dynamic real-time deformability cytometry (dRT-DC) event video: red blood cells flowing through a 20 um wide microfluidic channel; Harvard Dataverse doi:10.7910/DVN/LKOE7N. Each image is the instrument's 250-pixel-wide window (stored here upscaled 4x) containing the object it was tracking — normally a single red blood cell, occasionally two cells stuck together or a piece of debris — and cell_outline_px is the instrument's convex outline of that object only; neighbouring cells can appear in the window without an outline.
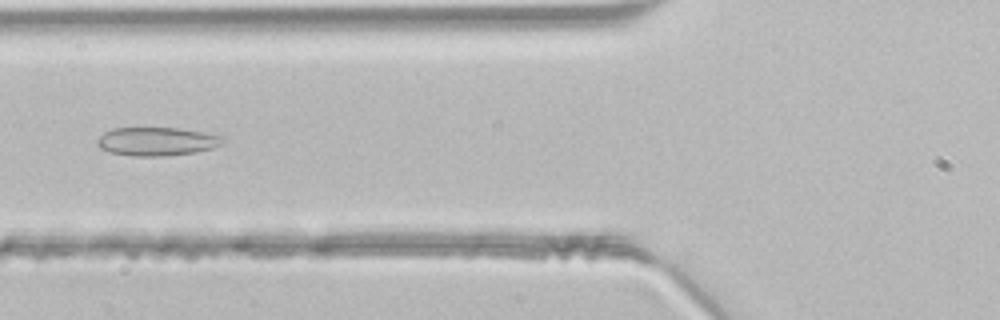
{"species": "common noctule bat (a hibernating species)", "species_latin": "Nyctalus noctula", "temperature_condition": "room temperature", "stored_images_in_passage": 46, "camera_frame_rate_fps": 3000, "um_per_image_px": 0.085, "animal": {"sex": "male", "body_mass_g": 21.5, "forearm_length_mm": 52.0}, "frame": {"image": 1, "passage_image": 17, "time_ms": 5.333, "image_size_px": [1000, 320], "cell_outline_px": [[224, 140], [220, 144], [212, 148], [196, 152], [164, 156], [132, 156], [108, 152], [100, 148], [96, 144], [96, 140], [104, 132], [112, 128], [180, 128], [204, 132], [224, 136]], "centroid_in_image_um": [13.3, 12.02], "position_along_channel_um": 112.5, "area_um2": 20.98}}
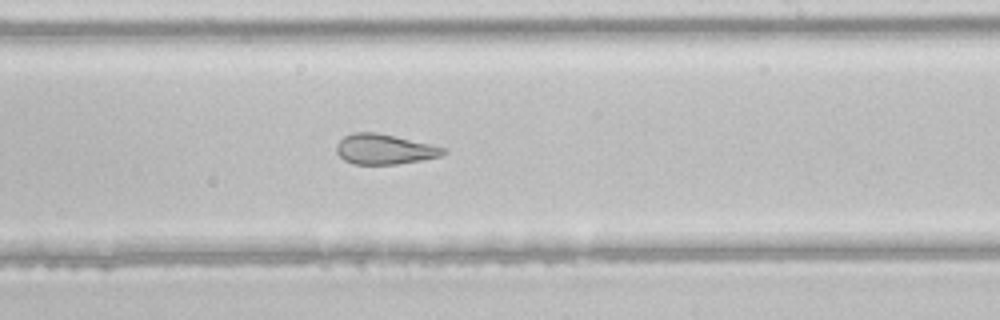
{"frame": {"image": 2, "passage_image": 27, "time_ms": 8.667, "image_size_px": [1000, 320], "cell_outline_px": [[448, 152], [440, 156], [424, 160], [396, 164], [352, 164], [344, 160], [336, 152], [336, 144], [344, 136], [352, 132], [376, 132], [428, 144], [444, 148]], "centroid_in_image_um": [32.63, 12.69], "position_along_channel_um": 256.4, "area_um2": 18.67}}
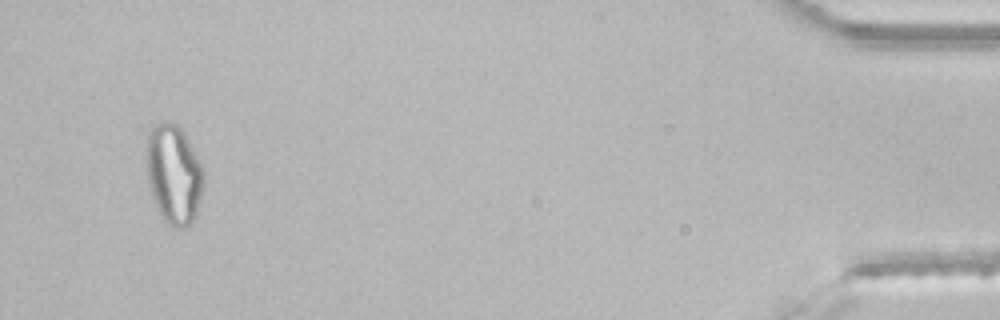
{"frame": {"image": 3, "passage_image": 44, "time_ms": 14.333, "image_size_px": [1000, 320], "cell_outline_px": [[204, 184], [196, 216], [184, 228], [176, 228], [168, 224], [164, 220], [152, 196], [148, 180], [148, 132], [160, 120], [164, 120], [176, 124], [180, 128], [188, 140], [200, 160], [204, 172]], "centroid_in_image_um": [14.8, 14.81], "position_along_channel_um": 420.4, "area_um2": 32.77}}